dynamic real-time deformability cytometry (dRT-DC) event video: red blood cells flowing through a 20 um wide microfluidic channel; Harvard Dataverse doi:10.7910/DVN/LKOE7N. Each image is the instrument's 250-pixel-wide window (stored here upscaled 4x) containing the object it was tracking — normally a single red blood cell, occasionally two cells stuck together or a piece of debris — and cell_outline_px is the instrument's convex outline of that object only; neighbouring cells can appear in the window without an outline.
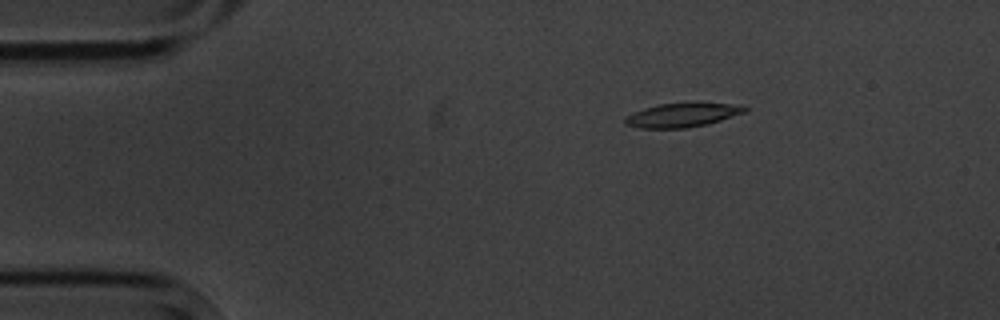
{"species": "common noctule bat (a hibernating species)", "species_latin": "Nyctalus noctula", "temperature_condition": "cold", "stored_images_in_passage": 5, "camera_frame_rate_fps": 3000, "um_per_image_px": 0.085, "animal": {"sex": "male", "body_mass_g": 20.1, "forearm_length_mm": 53.5}, "frame": {"image": 1, "passage_image": 3, "time_ms": 2.667, "image_size_px": [1000, 320], "cell_outline_px": [[748, 108], [744, 112], [720, 120], [704, 124], [684, 128], [640, 128], [624, 124], [624, 116], [632, 112], [644, 108], [660, 104], [744, 104]], "centroid_in_image_um": [57.92, 9.79], "position_along_channel_um": 27.1, "area_um2": 16.3}}